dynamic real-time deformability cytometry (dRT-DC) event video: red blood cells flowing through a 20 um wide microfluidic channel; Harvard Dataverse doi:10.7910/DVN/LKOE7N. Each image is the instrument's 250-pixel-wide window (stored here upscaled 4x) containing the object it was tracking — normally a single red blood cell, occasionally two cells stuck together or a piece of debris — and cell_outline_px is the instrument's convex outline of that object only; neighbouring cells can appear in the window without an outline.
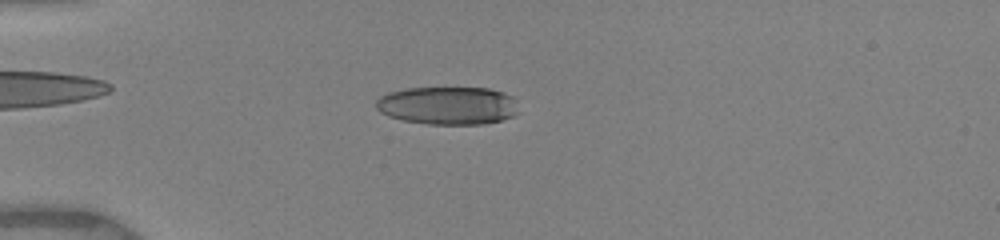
{"species": "human", "species_latin": "Homo sapiens", "temperature_condition": "warm", "stored_images_in_passage": 9, "camera_frame_rate_fps": 3000, "um_per_image_px": 0.085, "donor": {"sex": "female"}, "frame": {"image": 1, "passage_image": 2, "time_ms": 1.0, "image_size_px": [1000, 240], "cell_outline_px": [[516, 112], [512, 116], [500, 120], [484, 124], [428, 124], [404, 120], [388, 116], [380, 112], [376, 108], [376, 100], [380, 96], [388, 92], [404, 88], [488, 88], [504, 92], [512, 96]], "centroid_in_image_um": [38.01, 8.96], "position_along_channel_um": 47.0, "area_um2": 31.44}}
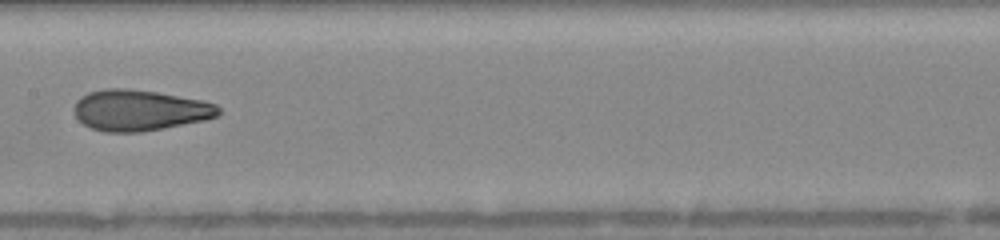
{"frame": {"image": 2, "passage_image": 6, "time_ms": 5.333, "image_size_px": [1000, 240], "cell_outline_px": [[220, 112], [216, 116], [204, 120], [164, 128], [140, 132], [104, 132], [92, 128], [84, 124], [76, 116], [76, 100], [80, 96], [88, 92], [104, 88], [128, 88], [156, 92], [204, 100], [216, 104], [220, 108]], "centroid_in_image_um": [11.88, 9.36], "position_along_channel_um": 195.5, "area_um2": 34.39}}
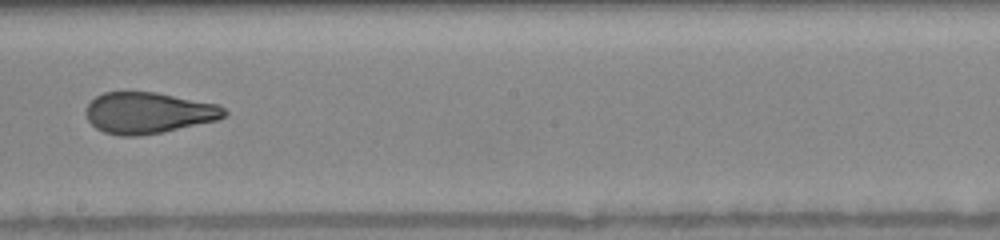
{"frame": {"image": 3, "passage_image": 7, "time_ms": 6.333, "image_size_px": [1000, 240], "cell_outline_px": [[228, 112], [220, 120], [160, 132], [136, 136], [120, 136], [104, 132], [96, 128], [88, 120], [84, 112], [88, 104], [96, 96], [104, 92], [156, 92], [220, 104]], "centroid_in_image_um": [12.63, 9.58], "position_along_channel_um": 235.6, "area_um2": 33.35}}